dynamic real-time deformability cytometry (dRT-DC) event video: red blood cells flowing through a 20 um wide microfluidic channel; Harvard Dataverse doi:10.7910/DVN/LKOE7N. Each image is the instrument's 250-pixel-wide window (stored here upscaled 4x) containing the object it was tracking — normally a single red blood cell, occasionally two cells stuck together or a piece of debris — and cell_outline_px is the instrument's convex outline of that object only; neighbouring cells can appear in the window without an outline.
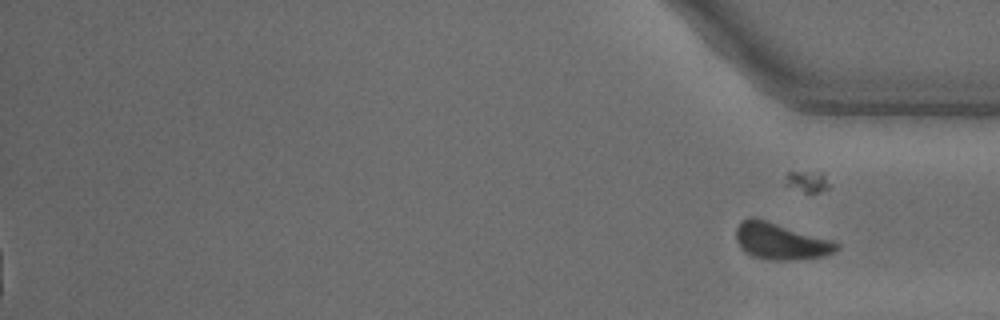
{"species": "common noctule bat (a hibernating species)", "species_latin": "Nyctalus noctula", "temperature_condition": "warm", "stored_images_in_passage": 34, "segment_of_instrument_passage": [2, 2], "camera_frame_rate_fps": 3000, "um_per_image_px": 0.085, "animal": {"sex": "male", "body_mass_g": 18.8}, "frame": {"image": 1, "passage_image": 34, "time_ms": 11.0, "image_size_px": [1000, 320], "cell_outline_px": [[840, 248], [836, 252], [824, 256], [792, 260], [768, 260], [752, 256], [744, 252], [740, 248], [736, 240], [736, 228], [740, 220], [752, 216], [836, 240], [840, 244]], "centroid_in_image_um": [66.38, 20.5], "position_along_channel_um": 368.8, "area_um2": 22.02}}